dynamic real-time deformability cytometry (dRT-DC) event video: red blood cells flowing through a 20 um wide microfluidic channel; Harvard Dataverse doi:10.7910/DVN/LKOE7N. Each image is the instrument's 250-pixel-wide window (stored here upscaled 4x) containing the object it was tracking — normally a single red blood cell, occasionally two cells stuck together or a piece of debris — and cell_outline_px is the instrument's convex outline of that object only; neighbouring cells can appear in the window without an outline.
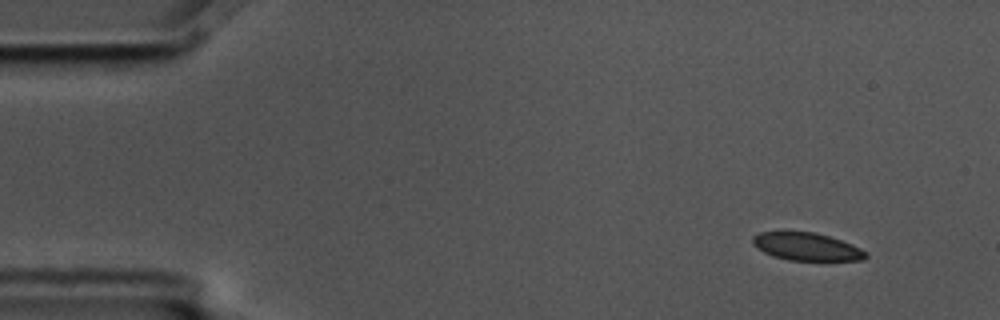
{"species": "common noctule bat (a hibernating species)", "species_latin": "Nyctalus noctula", "temperature_condition": "cold", "stored_images_in_passage": 4, "camera_frame_rate_fps": 3000, "um_per_image_px": 0.085, "animal": {"sex": "male", "body_mass_g": 17.5, "forearm_length_mm": 52.3}, "frame": {"image": 1, "passage_image": 1, "time_ms": 0.0, "image_size_px": [1000, 320], "cell_outline_px": [[868, 256], [864, 260], [788, 260], [764, 252], [756, 248], [752, 244], [752, 236], [760, 232], [816, 232], [852, 244], [868, 252]], "centroid_in_image_um": [68.57, 20.96], "position_along_channel_um": 16.4, "area_um2": 18.21}}
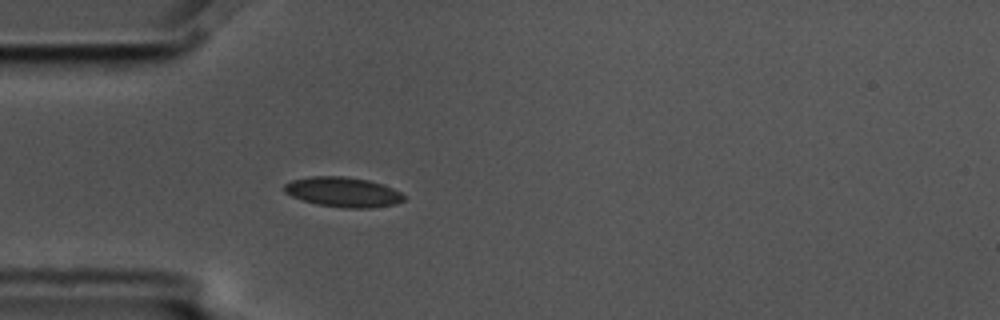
{"frame": {"image": 2, "passage_image": 4, "time_ms": 1.0, "image_size_px": [1000, 320], "cell_outline_px": [[404, 200], [396, 204], [372, 208], [344, 208], [316, 204], [292, 196], [284, 192], [284, 184], [292, 180], [312, 176], [344, 176], [368, 180], [384, 184], [400, 192], [404, 196]], "centroid_in_image_um": [29.17, 16.32], "position_along_channel_um": 55.8, "area_um2": 20.87}}